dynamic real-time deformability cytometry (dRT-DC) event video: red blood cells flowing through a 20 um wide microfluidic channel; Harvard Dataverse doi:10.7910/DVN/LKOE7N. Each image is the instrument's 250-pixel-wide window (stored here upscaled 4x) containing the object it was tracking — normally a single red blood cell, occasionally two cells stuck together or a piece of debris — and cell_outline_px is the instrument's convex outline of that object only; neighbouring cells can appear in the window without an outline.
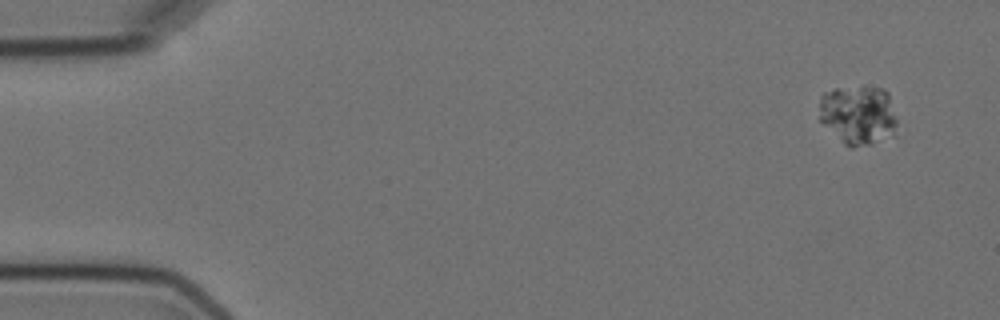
{"species": "Egyptian fruit bat (a non-hibernating species)", "species_latin": "Rousettus aegyptiacus", "temperature_condition": "cold", "stored_images_in_passage": 5, "camera_frame_rate_fps": 3000, "um_per_image_px": 0.085, "animal": {"sex": "female"}, "frame": {"image": 1, "passage_image": 1, "time_ms": 0.0, "image_size_px": [1000, 320], "cell_outline_px": [[896, 136], [872, 144], [852, 148], [844, 144], [820, 120], [820, 96], [824, 92], [836, 88], [884, 88], [888, 92], [896, 120]], "centroid_in_image_um": [72.97, 9.8], "position_along_channel_um": 12.0, "area_um2": 26.93}}
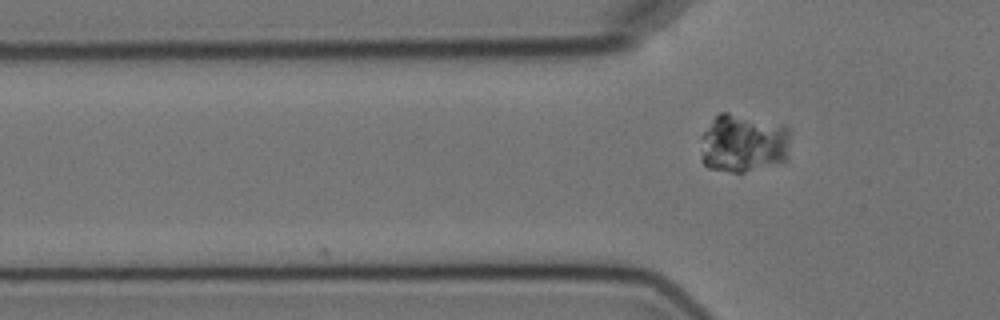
{"frame": {"image": 2, "passage_image": 5, "time_ms": 5.0, "image_size_px": [1000, 320], "cell_outline_px": [[792, 132], [784, 160], [744, 172], [732, 172], [708, 168], [700, 160], [700, 136], [716, 116], [720, 112], [728, 112], [784, 124]], "centroid_in_image_um": [63.14, 12.15], "position_along_channel_um": 62.7, "area_um2": 30.81}}